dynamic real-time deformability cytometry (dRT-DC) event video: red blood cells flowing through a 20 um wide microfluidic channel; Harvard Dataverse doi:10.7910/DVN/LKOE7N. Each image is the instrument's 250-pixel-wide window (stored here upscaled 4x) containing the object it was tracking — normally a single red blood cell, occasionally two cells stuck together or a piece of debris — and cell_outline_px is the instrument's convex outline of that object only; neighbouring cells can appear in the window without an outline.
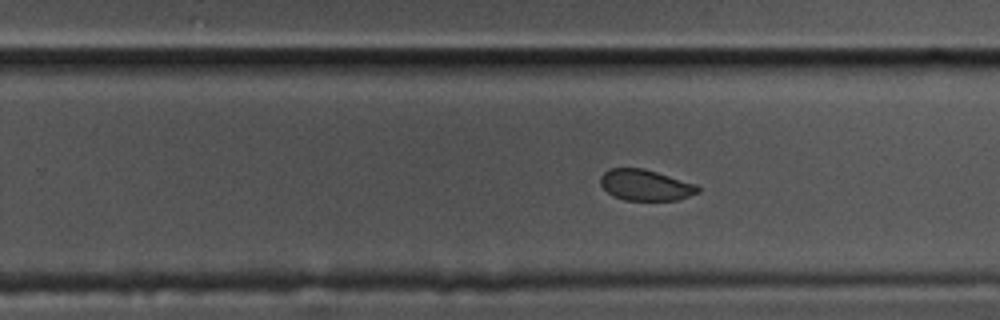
{"species": "common noctule bat (a hibernating species)", "species_latin": "Nyctalus noctula", "temperature_condition": "cold", "stored_images_in_passage": 51, "camera_frame_rate_fps": 3000, "um_per_image_px": 0.085, "animal": {"sex": "male", "body_mass_g": 17.5, "forearm_length_mm": 52.3}, "frame": {"image": 1, "passage_image": 28, "time_ms": 9.0, "image_size_px": [1000, 320], "cell_outline_px": [[700, 192], [676, 200], [624, 200], [612, 196], [600, 184], [600, 176], [608, 168], [644, 168], [696, 184], [700, 188]], "centroid_in_image_um": [54.84, 15.73], "position_along_channel_um": 275.0, "area_um2": 17.63}}
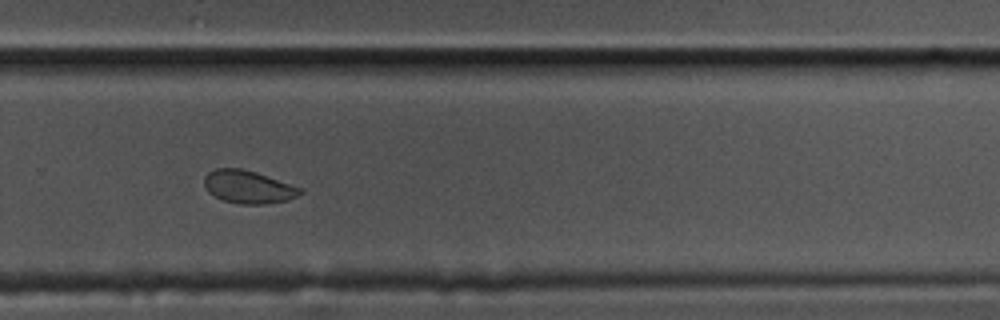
{"frame": {"image": 2, "passage_image": 31, "time_ms": 10.0, "image_size_px": [1000, 320], "cell_outline_px": [[304, 192], [288, 200], [264, 204], [240, 204], [224, 200], [208, 192], [204, 184], [204, 176], [208, 172], [216, 168], [240, 168], [256, 172], [304, 188]], "centroid_in_image_um": [21.12, 15.88], "position_along_channel_um": 308.7, "area_um2": 18.44}}
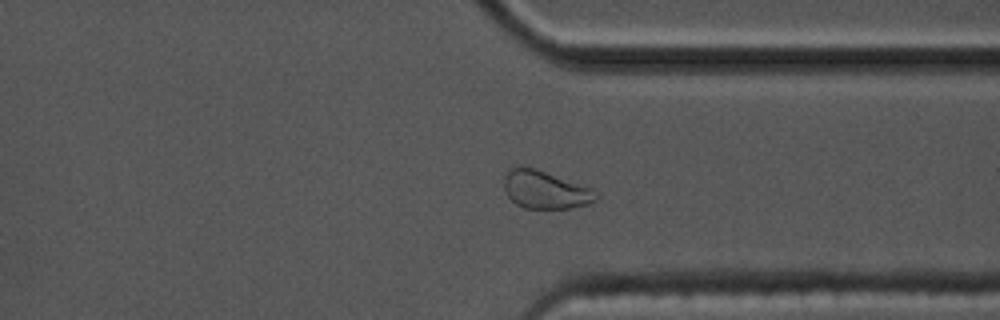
{"frame": {"image": 3, "passage_image": 36, "time_ms": 11.667, "image_size_px": [1000, 320], "cell_outline_px": [[600, 196], [596, 200], [588, 204], [568, 208], [524, 208], [516, 204], [508, 196], [504, 188], [504, 176], [512, 168], [520, 164], [536, 168], [592, 188]], "centroid_in_image_um": [46.34, 16.11], "position_along_channel_um": 365.1, "area_um2": 20.46}, "authors_computed_cell_mechanics": {"area_um2": 18.9006, "velocity_mm_per_s": 3.37, "shape_relaxation_time_tau1_ms": 3.5034, "shape_relaxation_time_tau2_ms": 0.8885, "deformation_change_tau1": 0.0562, "deformation_change_tau2": 0.0459}}